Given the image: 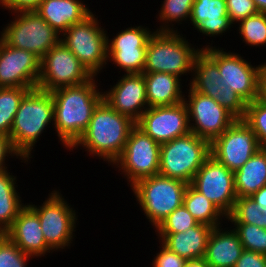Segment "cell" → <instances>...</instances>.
Segmentation results:
<instances>
[{
  "label": "cell",
  "mask_w": 266,
  "mask_h": 267,
  "mask_svg": "<svg viewBox=\"0 0 266 267\" xmlns=\"http://www.w3.org/2000/svg\"><path fill=\"white\" fill-rule=\"evenodd\" d=\"M97 77L73 86L51 91L54 103V126L58 140L70 149L89 126L93 110L103 99ZM97 80V81H96Z\"/></svg>",
  "instance_id": "cell-1"
},
{
  "label": "cell",
  "mask_w": 266,
  "mask_h": 267,
  "mask_svg": "<svg viewBox=\"0 0 266 267\" xmlns=\"http://www.w3.org/2000/svg\"><path fill=\"white\" fill-rule=\"evenodd\" d=\"M135 126L136 122L114 110L102 99L93 110L88 128L69 150L80 147L89 152V156L102 158L108 165H113L122 154Z\"/></svg>",
  "instance_id": "cell-2"
},
{
  "label": "cell",
  "mask_w": 266,
  "mask_h": 267,
  "mask_svg": "<svg viewBox=\"0 0 266 267\" xmlns=\"http://www.w3.org/2000/svg\"><path fill=\"white\" fill-rule=\"evenodd\" d=\"M53 122L54 103L51 92L39 88L29 90L19 104L11 127L9 137L13 148L22 158L31 160L37 140L49 125L52 124L53 127Z\"/></svg>",
  "instance_id": "cell-3"
},
{
  "label": "cell",
  "mask_w": 266,
  "mask_h": 267,
  "mask_svg": "<svg viewBox=\"0 0 266 267\" xmlns=\"http://www.w3.org/2000/svg\"><path fill=\"white\" fill-rule=\"evenodd\" d=\"M178 32L154 31L148 39L143 73L164 72L192 77L193 63L201 48L193 46Z\"/></svg>",
  "instance_id": "cell-4"
},
{
  "label": "cell",
  "mask_w": 266,
  "mask_h": 267,
  "mask_svg": "<svg viewBox=\"0 0 266 267\" xmlns=\"http://www.w3.org/2000/svg\"><path fill=\"white\" fill-rule=\"evenodd\" d=\"M187 183L155 175L139 180L131 189L144 216L155 229L176 208L183 205Z\"/></svg>",
  "instance_id": "cell-5"
},
{
  "label": "cell",
  "mask_w": 266,
  "mask_h": 267,
  "mask_svg": "<svg viewBox=\"0 0 266 267\" xmlns=\"http://www.w3.org/2000/svg\"><path fill=\"white\" fill-rule=\"evenodd\" d=\"M211 156V143L194 133L161 144L159 175L191 184Z\"/></svg>",
  "instance_id": "cell-6"
},
{
  "label": "cell",
  "mask_w": 266,
  "mask_h": 267,
  "mask_svg": "<svg viewBox=\"0 0 266 267\" xmlns=\"http://www.w3.org/2000/svg\"><path fill=\"white\" fill-rule=\"evenodd\" d=\"M107 34L92 12L83 21L68 28L61 35V41L92 76L98 77L108 65Z\"/></svg>",
  "instance_id": "cell-7"
},
{
  "label": "cell",
  "mask_w": 266,
  "mask_h": 267,
  "mask_svg": "<svg viewBox=\"0 0 266 267\" xmlns=\"http://www.w3.org/2000/svg\"><path fill=\"white\" fill-rule=\"evenodd\" d=\"M15 16L0 31V38L13 48L27 50L40 59L61 41L53 29L35 10L13 12Z\"/></svg>",
  "instance_id": "cell-8"
},
{
  "label": "cell",
  "mask_w": 266,
  "mask_h": 267,
  "mask_svg": "<svg viewBox=\"0 0 266 267\" xmlns=\"http://www.w3.org/2000/svg\"><path fill=\"white\" fill-rule=\"evenodd\" d=\"M27 205L38 215L40 226L46 244L53 251H63L71 246L76 230L78 215L72 205L61 194V191L54 190L48 194V198L35 205ZM74 209V210H73Z\"/></svg>",
  "instance_id": "cell-9"
},
{
  "label": "cell",
  "mask_w": 266,
  "mask_h": 267,
  "mask_svg": "<svg viewBox=\"0 0 266 267\" xmlns=\"http://www.w3.org/2000/svg\"><path fill=\"white\" fill-rule=\"evenodd\" d=\"M217 65L222 83L230 86L247 104L261 97V65L253 66L239 53L205 45L201 48Z\"/></svg>",
  "instance_id": "cell-10"
},
{
  "label": "cell",
  "mask_w": 266,
  "mask_h": 267,
  "mask_svg": "<svg viewBox=\"0 0 266 267\" xmlns=\"http://www.w3.org/2000/svg\"><path fill=\"white\" fill-rule=\"evenodd\" d=\"M160 147L161 144L135 126L112 167L118 168L131 188L141 179L159 175Z\"/></svg>",
  "instance_id": "cell-11"
},
{
  "label": "cell",
  "mask_w": 266,
  "mask_h": 267,
  "mask_svg": "<svg viewBox=\"0 0 266 267\" xmlns=\"http://www.w3.org/2000/svg\"><path fill=\"white\" fill-rule=\"evenodd\" d=\"M92 77L78 58L60 41L40 60L37 88L51 92L57 88L85 83Z\"/></svg>",
  "instance_id": "cell-12"
},
{
  "label": "cell",
  "mask_w": 266,
  "mask_h": 267,
  "mask_svg": "<svg viewBox=\"0 0 266 267\" xmlns=\"http://www.w3.org/2000/svg\"><path fill=\"white\" fill-rule=\"evenodd\" d=\"M185 92L184 102L188 109L190 131L212 143L237 119L215 99L203 95L190 86Z\"/></svg>",
  "instance_id": "cell-13"
},
{
  "label": "cell",
  "mask_w": 266,
  "mask_h": 267,
  "mask_svg": "<svg viewBox=\"0 0 266 267\" xmlns=\"http://www.w3.org/2000/svg\"><path fill=\"white\" fill-rule=\"evenodd\" d=\"M147 26H133L120 30L113 38L107 35L108 62L125 74H142L146 62L148 39L154 33Z\"/></svg>",
  "instance_id": "cell-14"
},
{
  "label": "cell",
  "mask_w": 266,
  "mask_h": 267,
  "mask_svg": "<svg viewBox=\"0 0 266 267\" xmlns=\"http://www.w3.org/2000/svg\"><path fill=\"white\" fill-rule=\"evenodd\" d=\"M259 149L261 146L254 131L243 119H237L211 143V156L234 172Z\"/></svg>",
  "instance_id": "cell-15"
},
{
  "label": "cell",
  "mask_w": 266,
  "mask_h": 267,
  "mask_svg": "<svg viewBox=\"0 0 266 267\" xmlns=\"http://www.w3.org/2000/svg\"><path fill=\"white\" fill-rule=\"evenodd\" d=\"M191 185L227 217L237 199L234 172L210 156L195 174Z\"/></svg>",
  "instance_id": "cell-16"
},
{
  "label": "cell",
  "mask_w": 266,
  "mask_h": 267,
  "mask_svg": "<svg viewBox=\"0 0 266 267\" xmlns=\"http://www.w3.org/2000/svg\"><path fill=\"white\" fill-rule=\"evenodd\" d=\"M136 126L159 144L189 134V117L183 101L172 106L148 107Z\"/></svg>",
  "instance_id": "cell-17"
},
{
  "label": "cell",
  "mask_w": 266,
  "mask_h": 267,
  "mask_svg": "<svg viewBox=\"0 0 266 267\" xmlns=\"http://www.w3.org/2000/svg\"><path fill=\"white\" fill-rule=\"evenodd\" d=\"M40 60L34 53L13 48L0 38V87L37 88Z\"/></svg>",
  "instance_id": "cell-18"
},
{
  "label": "cell",
  "mask_w": 266,
  "mask_h": 267,
  "mask_svg": "<svg viewBox=\"0 0 266 267\" xmlns=\"http://www.w3.org/2000/svg\"><path fill=\"white\" fill-rule=\"evenodd\" d=\"M119 78L115 85L103 92V100L137 122L148 108L144 75L124 73Z\"/></svg>",
  "instance_id": "cell-19"
},
{
  "label": "cell",
  "mask_w": 266,
  "mask_h": 267,
  "mask_svg": "<svg viewBox=\"0 0 266 267\" xmlns=\"http://www.w3.org/2000/svg\"><path fill=\"white\" fill-rule=\"evenodd\" d=\"M5 234L19 249L34 258L39 259L45 254L48 255L47 253L54 252L44 240L38 215L28 205L19 212Z\"/></svg>",
  "instance_id": "cell-20"
},
{
  "label": "cell",
  "mask_w": 266,
  "mask_h": 267,
  "mask_svg": "<svg viewBox=\"0 0 266 267\" xmlns=\"http://www.w3.org/2000/svg\"><path fill=\"white\" fill-rule=\"evenodd\" d=\"M189 21L198 33L213 38L234 27L227 14L226 0H195Z\"/></svg>",
  "instance_id": "cell-21"
},
{
  "label": "cell",
  "mask_w": 266,
  "mask_h": 267,
  "mask_svg": "<svg viewBox=\"0 0 266 267\" xmlns=\"http://www.w3.org/2000/svg\"><path fill=\"white\" fill-rule=\"evenodd\" d=\"M35 11L61 35L92 13L84 0H43Z\"/></svg>",
  "instance_id": "cell-22"
},
{
  "label": "cell",
  "mask_w": 266,
  "mask_h": 267,
  "mask_svg": "<svg viewBox=\"0 0 266 267\" xmlns=\"http://www.w3.org/2000/svg\"><path fill=\"white\" fill-rule=\"evenodd\" d=\"M213 227L198 223L186 232L155 233L159 241L170 251L186 261L204 258Z\"/></svg>",
  "instance_id": "cell-23"
},
{
  "label": "cell",
  "mask_w": 266,
  "mask_h": 267,
  "mask_svg": "<svg viewBox=\"0 0 266 267\" xmlns=\"http://www.w3.org/2000/svg\"><path fill=\"white\" fill-rule=\"evenodd\" d=\"M221 227L213 228L204 259L210 267H234L244 247L232 227L229 230Z\"/></svg>",
  "instance_id": "cell-24"
},
{
  "label": "cell",
  "mask_w": 266,
  "mask_h": 267,
  "mask_svg": "<svg viewBox=\"0 0 266 267\" xmlns=\"http://www.w3.org/2000/svg\"><path fill=\"white\" fill-rule=\"evenodd\" d=\"M146 84L148 107L172 106L184 101L181 78L164 73H142ZM181 81V82H180Z\"/></svg>",
  "instance_id": "cell-25"
},
{
  "label": "cell",
  "mask_w": 266,
  "mask_h": 267,
  "mask_svg": "<svg viewBox=\"0 0 266 267\" xmlns=\"http://www.w3.org/2000/svg\"><path fill=\"white\" fill-rule=\"evenodd\" d=\"M189 86L213 99L220 98L223 78L219 73L218 65L201 50L195 57L193 63L192 77H190Z\"/></svg>",
  "instance_id": "cell-26"
},
{
  "label": "cell",
  "mask_w": 266,
  "mask_h": 267,
  "mask_svg": "<svg viewBox=\"0 0 266 267\" xmlns=\"http://www.w3.org/2000/svg\"><path fill=\"white\" fill-rule=\"evenodd\" d=\"M263 186H266V152L261 148L234 171V187L240 198L250 197Z\"/></svg>",
  "instance_id": "cell-27"
},
{
  "label": "cell",
  "mask_w": 266,
  "mask_h": 267,
  "mask_svg": "<svg viewBox=\"0 0 266 267\" xmlns=\"http://www.w3.org/2000/svg\"><path fill=\"white\" fill-rule=\"evenodd\" d=\"M16 182L17 176L8 169L0 171V234L12 226L19 212L26 206L16 190Z\"/></svg>",
  "instance_id": "cell-28"
},
{
  "label": "cell",
  "mask_w": 266,
  "mask_h": 267,
  "mask_svg": "<svg viewBox=\"0 0 266 267\" xmlns=\"http://www.w3.org/2000/svg\"><path fill=\"white\" fill-rule=\"evenodd\" d=\"M183 205L200 224L216 228L222 226L223 218L227 220V217L217 206L197 191L191 184L187 185Z\"/></svg>",
  "instance_id": "cell-29"
},
{
  "label": "cell",
  "mask_w": 266,
  "mask_h": 267,
  "mask_svg": "<svg viewBox=\"0 0 266 267\" xmlns=\"http://www.w3.org/2000/svg\"><path fill=\"white\" fill-rule=\"evenodd\" d=\"M195 0H164L158 11V20L160 25L156 30L158 32H178L174 24H183L189 21L191 9ZM174 23V24H173ZM172 24V25H171Z\"/></svg>",
  "instance_id": "cell-30"
},
{
  "label": "cell",
  "mask_w": 266,
  "mask_h": 267,
  "mask_svg": "<svg viewBox=\"0 0 266 267\" xmlns=\"http://www.w3.org/2000/svg\"><path fill=\"white\" fill-rule=\"evenodd\" d=\"M227 221L266 229V206L256 204L251 197L237 198L231 213L227 216Z\"/></svg>",
  "instance_id": "cell-31"
},
{
  "label": "cell",
  "mask_w": 266,
  "mask_h": 267,
  "mask_svg": "<svg viewBox=\"0 0 266 267\" xmlns=\"http://www.w3.org/2000/svg\"><path fill=\"white\" fill-rule=\"evenodd\" d=\"M22 87H0V134L10 136L19 104L29 91Z\"/></svg>",
  "instance_id": "cell-32"
},
{
  "label": "cell",
  "mask_w": 266,
  "mask_h": 267,
  "mask_svg": "<svg viewBox=\"0 0 266 267\" xmlns=\"http://www.w3.org/2000/svg\"><path fill=\"white\" fill-rule=\"evenodd\" d=\"M243 43L251 47L266 46V13L258 12L237 24Z\"/></svg>",
  "instance_id": "cell-33"
},
{
  "label": "cell",
  "mask_w": 266,
  "mask_h": 267,
  "mask_svg": "<svg viewBox=\"0 0 266 267\" xmlns=\"http://www.w3.org/2000/svg\"><path fill=\"white\" fill-rule=\"evenodd\" d=\"M231 225L238 234L244 250L266 255V229L244 223H232Z\"/></svg>",
  "instance_id": "cell-34"
},
{
  "label": "cell",
  "mask_w": 266,
  "mask_h": 267,
  "mask_svg": "<svg viewBox=\"0 0 266 267\" xmlns=\"http://www.w3.org/2000/svg\"><path fill=\"white\" fill-rule=\"evenodd\" d=\"M243 121L254 131L261 147H266V102L260 97L247 104Z\"/></svg>",
  "instance_id": "cell-35"
},
{
  "label": "cell",
  "mask_w": 266,
  "mask_h": 267,
  "mask_svg": "<svg viewBox=\"0 0 266 267\" xmlns=\"http://www.w3.org/2000/svg\"><path fill=\"white\" fill-rule=\"evenodd\" d=\"M198 222L192 214L181 205L168 215L160 225L155 229L157 233H178L186 232L188 229L196 226Z\"/></svg>",
  "instance_id": "cell-36"
},
{
  "label": "cell",
  "mask_w": 266,
  "mask_h": 267,
  "mask_svg": "<svg viewBox=\"0 0 266 267\" xmlns=\"http://www.w3.org/2000/svg\"><path fill=\"white\" fill-rule=\"evenodd\" d=\"M31 259L5 233L0 234V267H27Z\"/></svg>",
  "instance_id": "cell-37"
},
{
  "label": "cell",
  "mask_w": 266,
  "mask_h": 267,
  "mask_svg": "<svg viewBox=\"0 0 266 267\" xmlns=\"http://www.w3.org/2000/svg\"><path fill=\"white\" fill-rule=\"evenodd\" d=\"M215 101L229 111L236 119H243L247 103L230 86L223 84L220 98Z\"/></svg>",
  "instance_id": "cell-38"
},
{
  "label": "cell",
  "mask_w": 266,
  "mask_h": 267,
  "mask_svg": "<svg viewBox=\"0 0 266 267\" xmlns=\"http://www.w3.org/2000/svg\"><path fill=\"white\" fill-rule=\"evenodd\" d=\"M226 9L233 25L259 12L254 0H226Z\"/></svg>",
  "instance_id": "cell-39"
},
{
  "label": "cell",
  "mask_w": 266,
  "mask_h": 267,
  "mask_svg": "<svg viewBox=\"0 0 266 267\" xmlns=\"http://www.w3.org/2000/svg\"><path fill=\"white\" fill-rule=\"evenodd\" d=\"M160 251L156 253L152 260V267H185L186 260L175 252L170 251L160 241H158Z\"/></svg>",
  "instance_id": "cell-40"
},
{
  "label": "cell",
  "mask_w": 266,
  "mask_h": 267,
  "mask_svg": "<svg viewBox=\"0 0 266 267\" xmlns=\"http://www.w3.org/2000/svg\"><path fill=\"white\" fill-rule=\"evenodd\" d=\"M9 156H13V158L16 156V158L24 161L26 164H29L28 161H30L29 159L22 158L21 155L13 148L9 136L0 134V171L8 168L6 166V162L8 158H10Z\"/></svg>",
  "instance_id": "cell-41"
},
{
  "label": "cell",
  "mask_w": 266,
  "mask_h": 267,
  "mask_svg": "<svg viewBox=\"0 0 266 267\" xmlns=\"http://www.w3.org/2000/svg\"><path fill=\"white\" fill-rule=\"evenodd\" d=\"M234 267H266V255L244 250Z\"/></svg>",
  "instance_id": "cell-42"
},
{
  "label": "cell",
  "mask_w": 266,
  "mask_h": 267,
  "mask_svg": "<svg viewBox=\"0 0 266 267\" xmlns=\"http://www.w3.org/2000/svg\"><path fill=\"white\" fill-rule=\"evenodd\" d=\"M43 0H0V6L10 13L35 10Z\"/></svg>",
  "instance_id": "cell-43"
},
{
  "label": "cell",
  "mask_w": 266,
  "mask_h": 267,
  "mask_svg": "<svg viewBox=\"0 0 266 267\" xmlns=\"http://www.w3.org/2000/svg\"><path fill=\"white\" fill-rule=\"evenodd\" d=\"M256 204L265 205L266 206V186L260 188L257 192L253 193L250 196Z\"/></svg>",
  "instance_id": "cell-44"
},
{
  "label": "cell",
  "mask_w": 266,
  "mask_h": 267,
  "mask_svg": "<svg viewBox=\"0 0 266 267\" xmlns=\"http://www.w3.org/2000/svg\"><path fill=\"white\" fill-rule=\"evenodd\" d=\"M185 267H210L204 258L186 261Z\"/></svg>",
  "instance_id": "cell-45"
},
{
  "label": "cell",
  "mask_w": 266,
  "mask_h": 267,
  "mask_svg": "<svg viewBox=\"0 0 266 267\" xmlns=\"http://www.w3.org/2000/svg\"><path fill=\"white\" fill-rule=\"evenodd\" d=\"M259 12L266 13V0H254Z\"/></svg>",
  "instance_id": "cell-46"
},
{
  "label": "cell",
  "mask_w": 266,
  "mask_h": 267,
  "mask_svg": "<svg viewBox=\"0 0 266 267\" xmlns=\"http://www.w3.org/2000/svg\"><path fill=\"white\" fill-rule=\"evenodd\" d=\"M261 65V87H266V62Z\"/></svg>",
  "instance_id": "cell-47"
},
{
  "label": "cell",
  "mask_w": 266,
  "mask_h": 267,
  "mask_svg": "<svg viewBox=\"0 0 266 267\" xmlns=\"http://www.w3.org/2000/svg\"><path fill=\"white\" fill-rule=\"evenodd\" d=\"M261 98L266 102V87H261Z\"/></svg>",
  "instance_id": "cell-48"
}]
</instances>
